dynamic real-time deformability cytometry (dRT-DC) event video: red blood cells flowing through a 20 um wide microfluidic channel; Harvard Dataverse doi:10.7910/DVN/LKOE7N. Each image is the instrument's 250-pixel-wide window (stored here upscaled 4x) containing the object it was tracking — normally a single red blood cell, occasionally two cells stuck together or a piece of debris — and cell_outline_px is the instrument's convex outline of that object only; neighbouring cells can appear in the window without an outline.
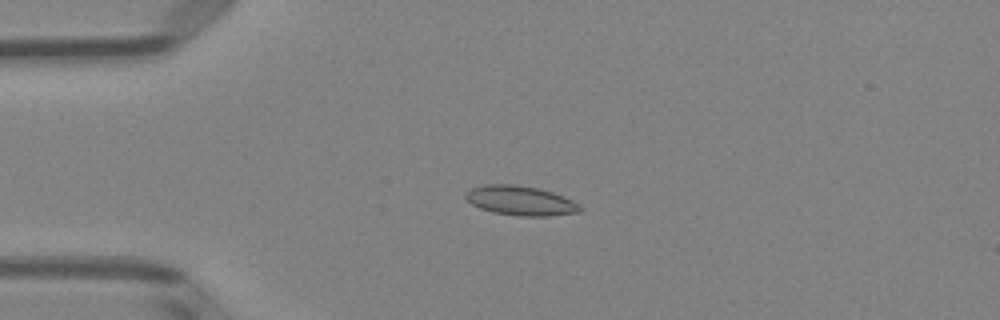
{"species": "Egyptian fruit bat (a non-hibernating species)", "species_latin": "Rousettus aegyptiacus", "temperature_condition": "room temperature", "stored_images_in_passage": 51, "camera_frame_rate_fps": 3000, "um_per_image_px": 0.085, "animal": {"sex": "female"}, "frame": {"image": 1, "passage_image": 12, "time_ms": 3.667, "image_size_px": [1000, 320], "cell_outline_px": [[584, 208], [580, 212], [548, 216], [520, 216], [492, 212], [480, 208], [472, 204], [464, 196], [464, 192], [472, 188], [484, 184], [516, 184], [540, 188], [564, 196], [580, 204]], "centroid_in_image_um": [44.26, 17.05], "position_along_channel_um": 40.7, "area_um2": 19.94}}
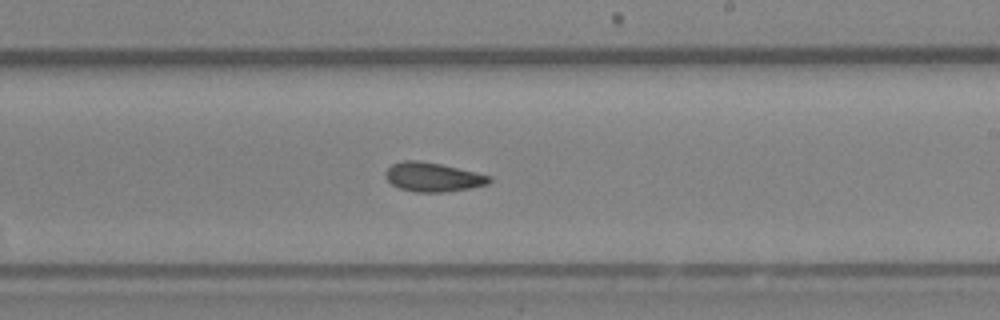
{"frame": {"image": 2, "passage_image": 30, "time_ms": 9.667, "image_size_px": [1000, 320], "cell_outline_px": [[492, 180], [488, 184], [468, 188], [444, 192], [416, 192], [400, 188], [392, 184], [384, 176], [384, 172], [392, 164], [404, 160], [420, 160], [440, 164], [476, 172], [492, 176]], "centroid_in_image_um": [36.79, 15.04], "position_along_channel_um": 252.2, "area_um2": 17.57}}
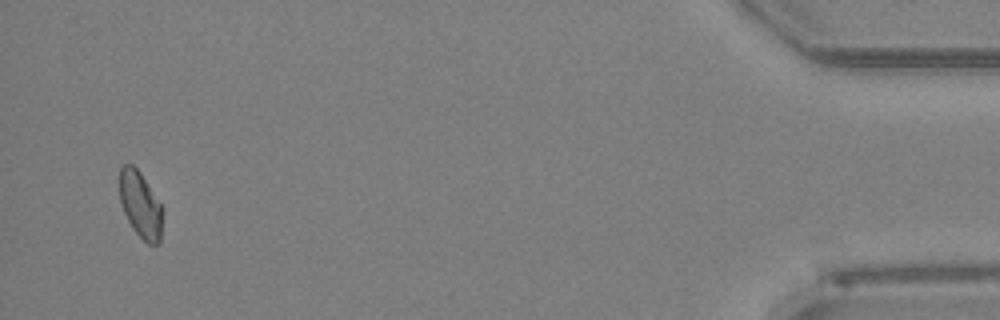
{"frame": {"image": 3, "passage_image": 49, "time_ms": 16.0, "image_size_px": [1000, 320], "cell_outline_px": [[160, 244], [148, 244], [132, 228], [124, 212], [120, 200], [120, 168], [124, 164], [132, 164], [140, 172], [160, 204]], "centroid_in_image_um": [11.89, 17.39], "position_along_channel_um": 423.3, "area_um2": 15.95}, "authors_computed_cell_mechanics": {"area_um2": 17.7446, "velocity_mm_per_s": 3.9719, "shape_relaxation_time_tau1_ms": 3.5786, "shape_relaxation_time_tau2_ms": 2.2007, "deformation_change_tau1": 0.1042, "deformation_change_tau2": 0.0812}}